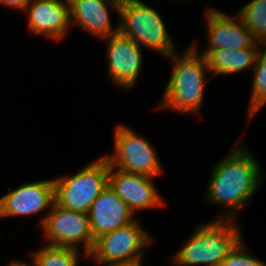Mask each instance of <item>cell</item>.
I'll return each instance as SVG.
<instances>
[{"instance_id":"obj_1","label":"cell","mask_w":266,"mask_h":266,"mask_svg":"<svg viewBox=\"0 0 266 266\" xmlns=\"http://www.w3.org/2000/svg\"><path fill=\"white\" fill-rule=\"evenodd\" d=\"M260 170L252 155L244 149H234L216 165L211 177L208 195L213 203L241 208L259 186Z\"/></svg>"},{"instance_id":"obj_2","label":"cell","mask_w":266,"mask_h":266,"mask_svg":"<svg viewBox=\"0 0 266 266\" xmlns=\"http://www.w3.org/2000/svg\"><path fill=\"white\" fill-rule=\"evenodd\" d=\"M169 57L175 66L160 105L180 112H198L206 83L204 71L209 70L205 56H197L192 46L181 58L175 52Z\"/></svg>"},{"instance_id":"obj_3","label":"cell","mask_w":266,"mask_h":266,"mask_svg":"<svg viewBox=\"0 0 266 266\" xmlns=\"http://www.w3.org/2000/svg\"><path fill=\"white\" fill-rule=\"evenodd\" d=\"M224 217L219 216L214 222L198 228L188 243L174 256L175 262L181 266H220L242 239L237 224Z\"/></svg>"},{"instance_id":"obj_4","label":"cell","mask_w":266,"mask_h":266,"mask_svg":"<svg viewBox=\"0 0 266 266\" xmlns=\"http://www.w3.org/2000/svg\"><path fill=\"white\" fill-rule=\"evenodd\" d=\"M118 15L122 19L118 32L138 45L145 46L170 56L174 53L173 42L166 26L157 11L140 0H123L120 2Z\"/></svg>"},{"instance_id":"obj_5","label":"cell","mask_w":266,"mask_h":266,"mask_svg":"<svg viewBox=\"0 0 266 266\" xmlns=\"http://www.w3.org/2000/svg\"><path fill=\"white\" fill-rule=\"evenodd\" d=\"M110 165L104 157L83 168L72 177L54 179L55 203L73 211L87 213L92 203L108 186Z\"/></svg>"},{"instance_id":"obj_6","label":"cell","mask_w":266,"mask_h":266,"mask_svg":"<svg viewBox=\"0 0 266 266\" xmlns=\"http://www.w3.org/2000/svg\"><path fill=\"white\" fill-rule=\"evenodd\" d=\"M115 152L114 156L105 158L110 166H117L121 171L148 177L162 172L156 152L150 143L125 126L116 128Z\"/></svg>"},{"instance_id":"obj_7","label":"cell","mask_w":266,"mask_h":266,"mask_svg":"<svg viewBox=\"0 0 266 266\" xmlns=\"http://www.w3.org/2000/svg\"><path fill=\"white\" fill-rule=\"evenodd\" d=\"M42 227L50 246L78 249L77 243L84 242L85 255L88 256L95 244L89 225V215L62 208L56 203L50 214L43 218Z\"/></svg>"},{"instance_id":"obj_8","label":"cell","mask_w":266,"mask_h":266,"mask_svg":"<svg viewBox=\"0 0 266 266\" xmlns=\"http://www.w3.org/2000/svg\"><path fill=\"white\" fill-rule=\"evenodd\" d=\"M135 220L129 225L101 235L95 240L94 247L88 256H94L99 263L141 264L140 250L151 242V239ZM149 242V243H148Z\"/></svg>"},{"instance_id":"obj_9","label":"cell","mask_w":266,"mask_h":266,"mask_svg":"<svg viewBox=\"0 0 266 266\" xmlns=\"http://www.w3.org/2000/svg\"><path fill=\"white\" fill-rule=\"evenodd\" d=\"M129 206L108 186L92 203L88 212L94 240L101 235L125 227L135 221Z\"/></svg>"},{"instance_id":"obj_10","label":"cell","mask_w":266,"mask_h":266,"mask_svg":"<svg viewBox=\"0 0 266 266\" xmlns=\"http://www.w3.org/2000/svg\"><path fill=\"white\" fill-rule=\"evenodd\" d=\"M55 203L53 180L22 184L0 198V217L29 215L41 212Z\"/></svg>"},{"instance_id":"obj_11","label":"cell","mask_w":266,"mask_h":266,"mask_svg":"<svg viewBox=\"0 0 266 266\" xmlns=\"http://www.w3.org/2000/svg\"><path fill=\"white\" fill-rule=\"evenodd\" d=\"M114 169L110 166L108 184L133 213L137 209L163 205L164 202L160 199L155 186L150 180L152 177L128 173L119 169L114 172Z\"/></svg>"},{"instance_id":"obj_12","label":"cell","mask_w":266,"mask_h":266,"mask_svg":"<svg viewBox=\"0 0 266 266\" xmlns=\"http://www.w3.org/2000/svg\"><path fill=\"white\" fill-rule=\"evenodd\" d=\"M108 63L112 80L116 85L130 88L136 82L142 68L139 45L119 32L109 36Z\"/></svg>"},{"instance_id":"obj_13","label":"cell","mask_w":266,"mask_h":266,"mask_svg":"<svg viewBox=\"0 0 266 266\" xmlns=\"http://www.w3.org/2000/svg\"><path fill=\"white\" fill-rule=\"evenodd\" d=\"M205 15L210 40L207 50L258 48L257 41L239 16L235 21L213 9H209Z\"/></svg>"},{"instance_id":"obj_14","label":"cell","mask_w":266,"mask_h":266,"mask_svg":"<svg viewBox=\"0 0 266 266\" xmlns=\"http://www.w3.org/2000/svg\"><path fill=\"white\" fill-rule=\"evenodd\" d=\"M29 29L35 34L47 35L60 40L67 32L70 24L69 1L61 0H31Z\"/></svg>"},{"instance_id":"obj_15","label":"cell","mask_w":266,"mask_h":266,"mask_svg":"<svg viewBox=\"0 0 266 266\" xmlns=\"http://www.w3.org/2000/svg\"><path fill=\"white\" fill-rule=\"evenodd\" d=\"M107 2L118 12L120 2L115 0H69L70 19L102 39L116 34L118 26L111 29Z\"/></svg>"},{"instance_id":"obj_16","label":"cell","mask_w":266,"mask_h":266,"mask_svg":"<svg viewBox=\"0 0 266 266\" xmlns=\"http://www.w3.org/2000/svg\"><path fill=\"white\" fill-rule=\"evenodd\" d=\"M259 48L243 49H216L205 50V56L209 72L216 74H230L241 71L248 66L255 64Z\"/></svg>"},{"instance_id":"obj_17","label":"cell","mask_w":266,"mask_h":266,"mask_svg":"<svg viewBox=\"0 0 266 266\" xmlns=\"http://www.w3.org/2000/svg\"><path fill=\"white\" fill-rule=\"evenodd\" d=\"M238 13L253 38L258 43H266V0H252Z\"/></svg>"},{"instance_id":"obj_18","label":"cell","mask_w":266,"mask_h":266,"mask_svg":"<svg viewBox=\"0 0 266 266\" xmlns=\"http://www.w3.org/2000/svg\"><path fill=\"white\" fill-rule=\"evenodd\" d=\"M78 249L47 245L33 254L34 266H77Z\"/></svg>"},{"instance_id":"obj_19","label":"cell","mask_w":266,"mask_h":266,"mask_svg":"<svg viewBox=\"0 0 266 266\" xmlns=\"http://www.w3.org/2000/svg\"><path fill=\"white\" fill-rule=\"evenodd\" d=\"M266 45V43H263ZM258 51L254 69L252 95L249 103L250 119L266 103V48L263 54Z\"/></svg>"},{"instance_id":"obj_20","label":"cell","mask_w":266,"mask_h":266,"mask_svg":"<svg viewBox=\"0 0 266 266\" xmlns=\"http://www.w3.org/2000/svg\"><path fill=\"white\" fill-rule=\"evenodd\" d=\"M242 245V241L240 240L222 261L220 266H266L265 263L257 258L244 254L246 251H244Z\"/></svg>"},{"instance_id":"obj_21","label":"cell","mask_w":266,"mask_h":266,"mask_svg":"<svg viewBox=\"0 0 266 266\" xmlns=\"http://www.w3.org/2000/svg\"><path fill=\"white\" fill-rule=\"evenodd\" d=\"M1 4H5L8 7H15V8H21L22 10H26L31 0H0Z\"/></svg>"},{"instance_id":"obj_22","label":"cell","mask_w":266,"mask_h":266,"mask_svg":"<svg viewBox=\"0 0 266 266\" xmlns=\"http://www.w3.org/2000/svg\"><path fill=\"white\" fill-rule=\"evenodd\" d=\"M108 266H142L138 263L107 264Z\"/></svg>"},{"instance_id":"obj_23","label":"cell","mask_w":266,"mask_h":266,"mask_svg":"<svg viewBox=\"0 0 266 266\" xmlns=\"http://www.w3.org/2000/svg\"><path fill=\"white\" fill-rule=\"evenodd\" d=\"M11 266H29L28 264H26V263H22V262H15V261H13L12 263H11ZM34 266V265H33Z\"/></svg>"}]
</instances>
